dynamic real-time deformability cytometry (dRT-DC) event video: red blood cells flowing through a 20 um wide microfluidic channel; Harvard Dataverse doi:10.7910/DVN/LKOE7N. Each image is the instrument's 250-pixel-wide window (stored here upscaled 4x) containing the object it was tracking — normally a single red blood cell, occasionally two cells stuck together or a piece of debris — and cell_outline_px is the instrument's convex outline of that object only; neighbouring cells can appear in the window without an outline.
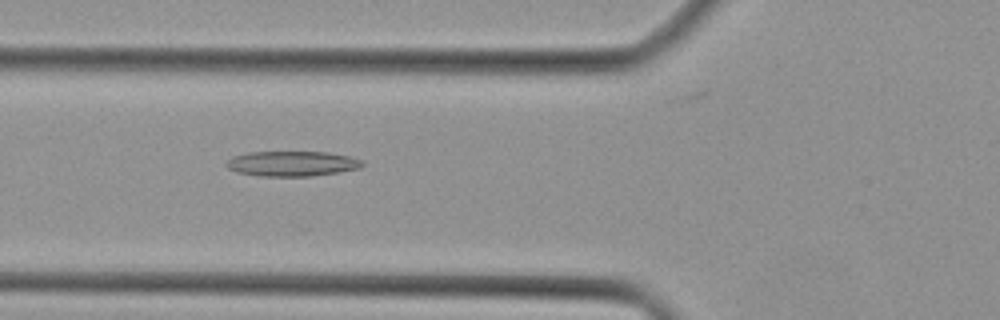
{"species": "Egyptian fruit bat (a non-hibernating species)", "species_latin": "Rousettus aegyptiacus", "temperature_condition": "cold", "stored_images_in_passage": 31, "camera_frame_rate_fps": 3000, "um_per_image_px": 0.085, "animal": {"sex": "female"}, "frame": {"image": 1, "passage_image": 4, "time_ms": 1.0, "image_size_px": [1000, 320], "cell_outline_px": [[364, 164], [360, 168], [312, 176], [260, 176], [236, 172], [228, 168], [224, 164], [232, 156], [248, 152], [328, 152], [348, 156], [364, 160]], "centroid_in_image_um": [24.8, 13.9], "position_along_channel_um": 101.0, "area_um2": 19.94}}
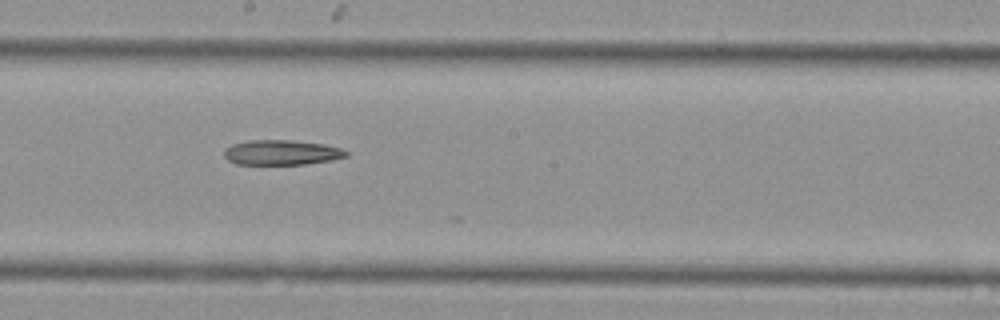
{"frame": {"image": 2, "passage_image": 12, "time_ms": 3.667, "image_size_px": [1000, 320], "cell_outline_px": [[348, 156], [332, 160], [304, 164], [236, 164], [228, 160], [224, 156], [224, 148], [232, 144], [248, 140], [288, 140], [324, 144], [340, 148], [348, 152]], "centroid_in_image_um": [23.91, 12.96], "position_along_channel_um": 224.3, "area_um2": 17.74}}
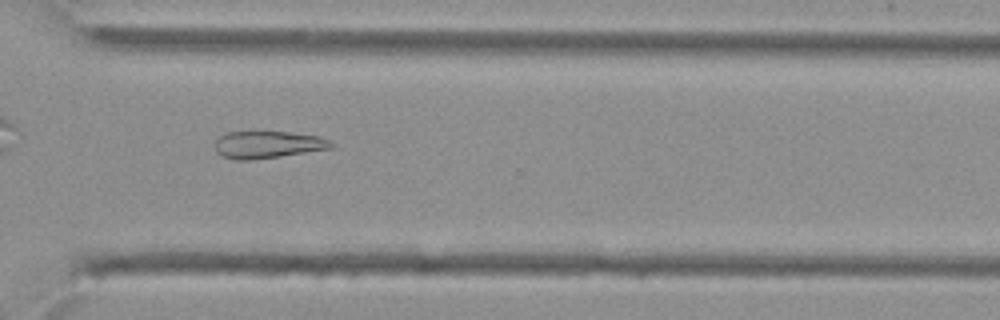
{"frame": {"image": 3, "passage_image": 20, "time_ms": 6.333, "image_size_px": [1000, 320], "cell_outline_px": [[332, 148], [280, 156], [248, 160], [236, 160], [224, 156], [216, 152], [216, 140], [220, 136], [228, 132], [288, 132], [320, 136], [332, 140]], "centroid_in_image_um": [22.78, 12.29], "position_along_channel_um": 347.8, "area_um2": 18.21}}